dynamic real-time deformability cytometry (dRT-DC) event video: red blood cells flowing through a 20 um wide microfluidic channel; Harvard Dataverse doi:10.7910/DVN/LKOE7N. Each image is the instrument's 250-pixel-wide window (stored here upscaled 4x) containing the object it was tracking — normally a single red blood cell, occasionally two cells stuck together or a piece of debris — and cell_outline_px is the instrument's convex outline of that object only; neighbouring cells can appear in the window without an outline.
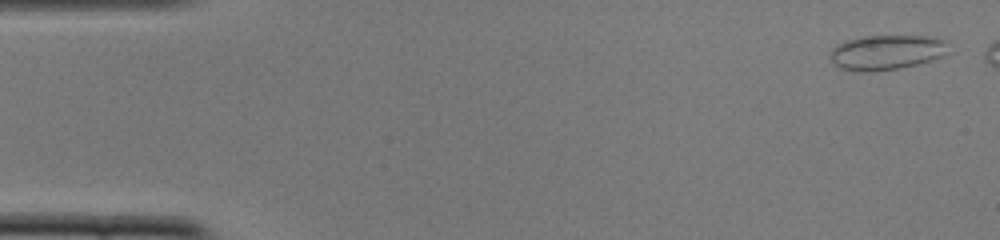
{"species": "common noctule bat (a hibernating species)", "species_latin": "Nyctalus noctula", "temperature_condition": "cold", "stored_images_in_passage": 46, "camera_frame_rate_fps": 3000, "um_per_image_px": 0.085, "animal": {"sex": "female", "body_mass_g": 22.0, "forearm_length_mm": 56.7}, "frame": {"image": 1, "passage_image": 2, "time_ms": 0.333, "image_size_px": [1000, 240], "cell_outline_px": [[948, 40], [944, 56], [932, 60], [900, 68], [872, 72], [856, 72], [840, 68], [828, 56], [832, 48], [836, 44], [848, 40], [864, 36], [924, 36]], "centroid_in_image_um": [75.32, 4.46], "position_along_channel_um": 9.7, "area_um2": 24.1}}
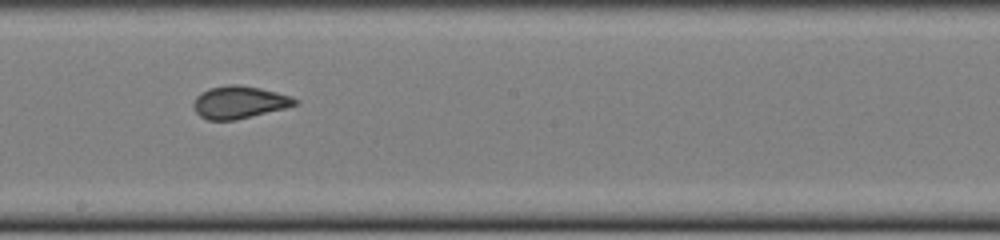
{"frame": {"image": 2, "passage_image": 28, "time_ms": 9.0, "image_size_px": [1000, 240], "cell_outline_px": [[300, 100], [296, 104], [284, 108], [236, 120], [208, 120], [200, 116], [192, 108], [192, 104], [196, 96], [200, 92], [208, 88], [228, 84], [240, 84], [260, 88], [292, 96]], "centroid_in_image_um": [20.3, 8.68], "position_along_channel_um": 227.9, "area_um2": 19.36}}
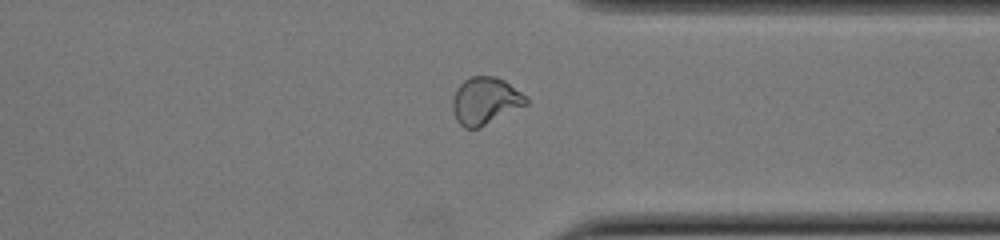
{"frame": {"image": 3, "passage_image": 39, "time_ms": 12.667, "image_size_px": [1000, 240], "cell_outline_px": [[528, 104], [480, 128], [464, 128], [456, 120], [452, 108], [452, 96], [456, 88], [464, 80], [472, 76], [492, 76], [504, 80], [528, 96]], "centroid_in_image_um": [41.25, 8.58], "position_along_channel_um": 370.2, "area_um2": 20.46}}